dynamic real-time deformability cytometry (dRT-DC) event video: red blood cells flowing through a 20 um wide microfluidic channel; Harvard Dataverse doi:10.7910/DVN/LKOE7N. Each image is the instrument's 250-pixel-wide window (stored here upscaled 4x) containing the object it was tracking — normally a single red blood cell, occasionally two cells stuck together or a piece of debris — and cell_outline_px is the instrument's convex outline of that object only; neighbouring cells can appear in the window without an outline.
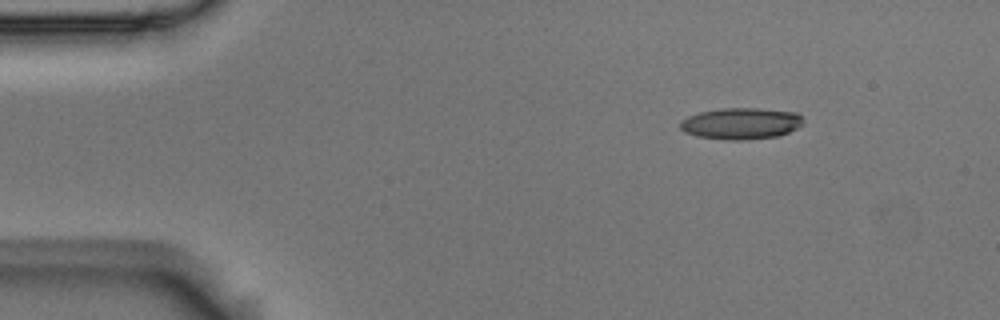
{"species": "Egyptian fruit bat (a non-hibernating species)", "species_latin": "Rousettus aegyptiacus", "temperature_condition": "room temperature", "stored_images_in_passage": 13, "camera_frame_rate_fps": 3000, "um_per_image_px": 0.085, "animal": {"sex": "male"}, "frame": {"image": 1, "passage_image": 1, "time_ms": 0.0, "image_size_px": [1000, 320], "cell_outline_px": [[804, 124], [788, 132], [776, 136], [744, 140], [724, 140], [696, 136], [684, 132], [680, 128], [680, 120], [688, 116], [700, 112], [724, 108], [756, 108], [796, 112], [804, 120]], "centroid_in_image_um": [62.96, 10.5], "position_along_channel_um": 22.0, "area_um2": 22.6}}
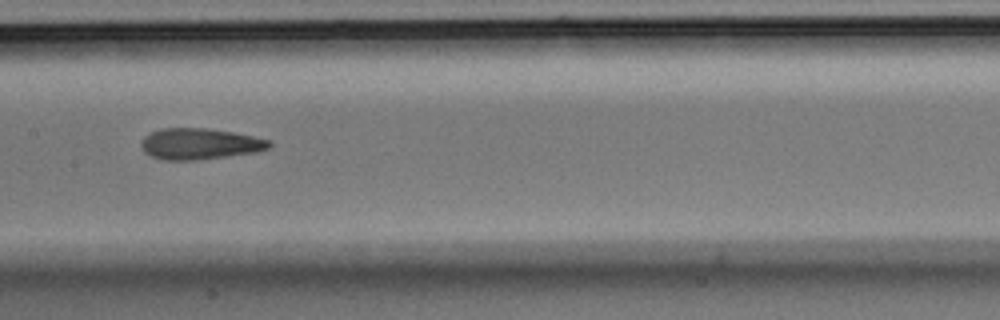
{"frame": {"image": 2, "passage_image": 6, "time_ms": 1.667, "image_size_px": [1000, 320], "cell_outline_px": [[272, 144], [268, 148], [256, 152], [196, 160], [164, 160], [152, 156], [144, 152], [140, 144], [140, 140], [144, 136], [160, 128], [208, 128], [232, 132], [272, 140]], "centroid_in_image_um": [16.96, 12.22], "position_along_channel_um": 190.4, "area_um2": 23.24}}
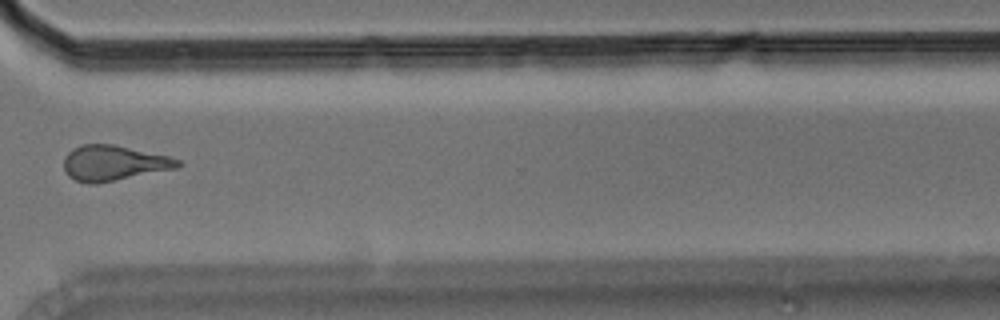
{"frame": {"image": 3, "passage_image": 10, "time_ms": 3.0, "image_size_px": [1000, 320], "cell_outline_px": [[184, 164], [176, 168], [96, 184], [88, 184], [76, 180], [68, 176], [64, 172], [64, 156], [72, 148], [84, 144], [112, 144], [168, 156], [180, 160]], "centroid_in_image_um": [9.63, 13.86], "position_along_channel_um": 361.0, "area_um2": 23.41}}